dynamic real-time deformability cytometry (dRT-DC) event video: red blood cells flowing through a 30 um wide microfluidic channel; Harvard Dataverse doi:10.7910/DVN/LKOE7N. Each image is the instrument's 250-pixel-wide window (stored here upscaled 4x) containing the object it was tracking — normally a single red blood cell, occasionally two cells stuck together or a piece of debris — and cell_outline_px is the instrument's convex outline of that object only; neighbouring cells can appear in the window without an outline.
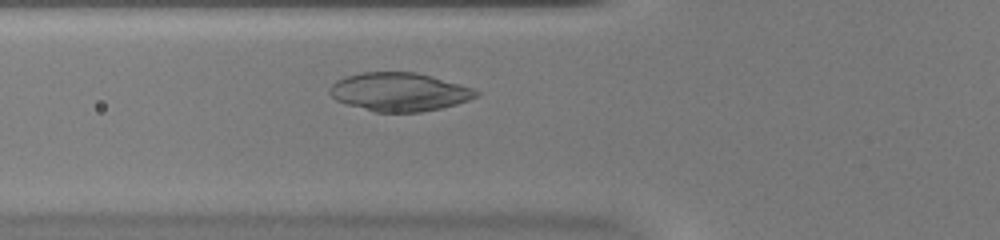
{"species": "common noctule bat (a hibernating species)", "species_latin": "Nyctalus noctula", "temperature_condition": "warm", "stored_images_in_passage": 36, "camera_frame_rate_fps": 3000, "um_per_image_px": 0.085, "animal": {"sex": "female", "body_mass_g": 20.0, "forearm_length_mm": 54.0}, "frame": {"image": 1, "passage_image": 9, "time_ms": 2.667, "image_size_px": [1000, 240], "cell_outline_px": [[480, 92], [476, 96], [468, 100], [456, 104], [440, 108], [420, 112], [376, 112], [348, 104], [336, 100], [328, 92], [328, 88], [336, 80], [344, 76], [360, 72], [416, 72], [432, 76], [460, 84], [472, 88]], "centroid_in_image_um": [33.91, 7.8], "position_along_channel_um": 91.9, "area_um2": 32.77}}
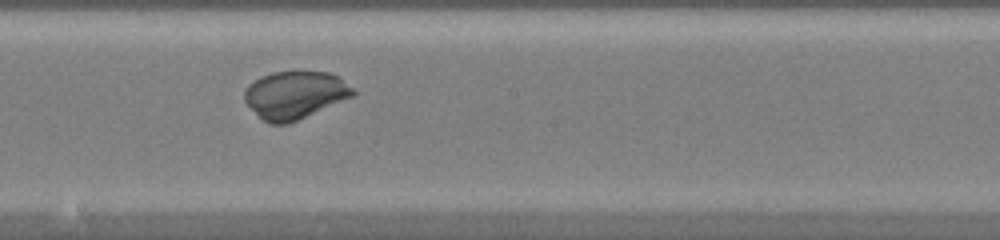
{"frame": {"image": 2, "passage_image": 19, "time_ms": 6.0, "image_size_px": [1000, 240], "cell_outline_px": [[356, 92], [352, 96], [288, 124], [268, 124], [260, 120], [244, 100], [244, 92], [248, 84], [260, 76], [272, 72], [328, 72], [340, 76]], "centroid_in_image_um": [25.02, 8.07], "position_along_channel_um": 223.2, "area_um2": 30.11}}
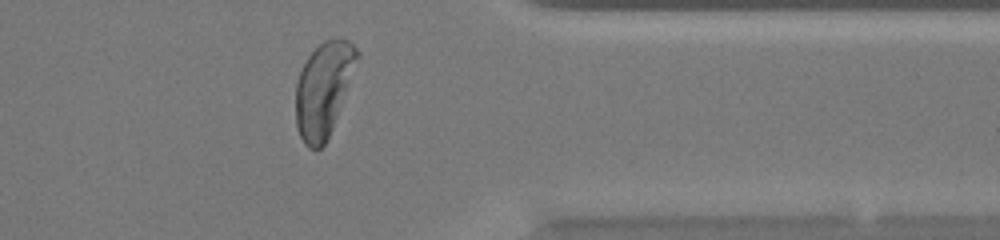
{"frame": {"image": 3, "passage_image": 32, "time_ms": 10.333, "image_size_px": [1000, 240], "cell_outline_px": [[360, 56], [332, 128], [324, 144], [320, 148], [308, 148], [304, 144], [296, 128], [296, 84], [300, 72], [308, 56], [324, 40], [348, 40], [360, 52]], "centroid_in_image_um": [27.49, 7.59], "position_along_channel_um": 383.9, "area_um2": 33.18}}